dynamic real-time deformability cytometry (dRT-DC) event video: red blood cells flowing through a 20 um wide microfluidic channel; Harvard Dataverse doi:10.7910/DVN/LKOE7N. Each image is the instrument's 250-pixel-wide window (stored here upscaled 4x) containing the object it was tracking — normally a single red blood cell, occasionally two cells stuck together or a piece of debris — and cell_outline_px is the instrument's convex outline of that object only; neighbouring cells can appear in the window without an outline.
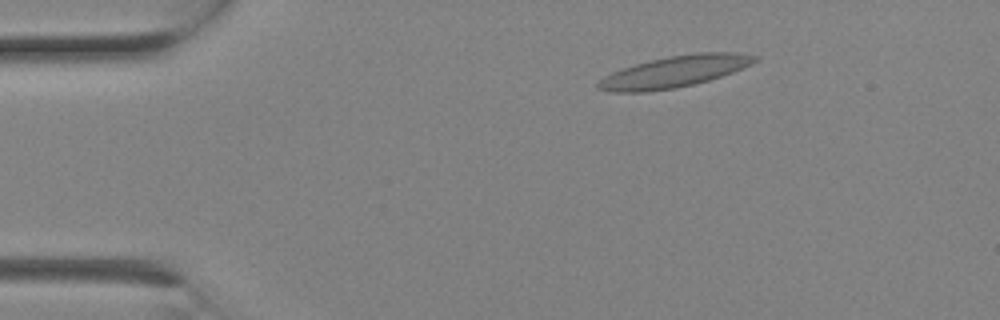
{"species": "Egyptian fruit bat (a non-hibernating species)", "species_latin": "Rousettus aegyptiacus", "temperature_condition": "room temperature", "stored_images_in_passage": 11, "camera_frame_rate_fps": 3000, "um_per_image_px": 0.085, "animal": {"sex": "female"}, "frame": {"image": 1, "passage_image": 4, "time_ms": 1.0, "image_size_px": [1000, 320], "cell_outline_px": [[756, 60], [752, 64], [732, 72], [708, 80], [676, 88], [648, 92], [608, 92], [596, 88], [596, 84], [604, 76], [612, 72], [648, 60], [668, 56], [696, 52], [740, 52], [756, 56]], "centroid_in_image_um": [57.3, 6.09], "position_along_channel_um": 27.7, "area_um2": 28.67}}
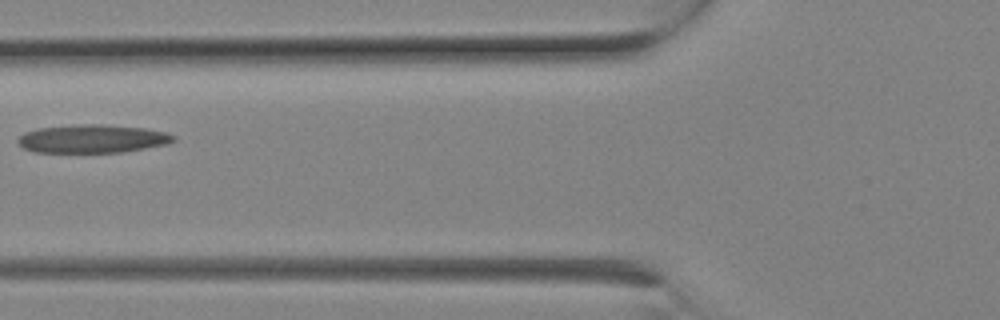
{"frame": {"image": 2, "passage_image": 9, "time_ms": 2.667, "image_size_px": [1000, 320], "cell_outline_px": [[176, 140], [164, 144], [124, 152], [32, 152], [24, 148], [16, 140], [24, 132], [36, 128], [84, 124], [100, 124], [144, 128], [164, 132], [176, 136]], "centroid_in_image_um": [7.82, 11.79], "position_along_channel_um": 118.0, "area_um2": 25.49}}
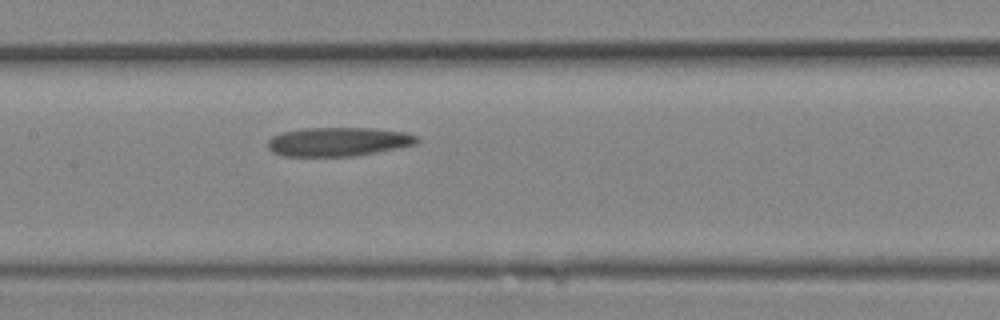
{"frame": {"image": 3, "passage_image": 11, "time_ms": 3.333, "image_size_px": [1000, 320], "cell_outline_px": [[420, 140], [416, 144], [376, 152], [352, 156], [284, 156], [272, 152], [268, 148], [268, 140], [272, 136], [284, 132], [304, 128], [372, 128], [404, 132], [416, 136]], "centroid_in_image_um": [28.73, 12.04], "position_along_channel_um": 178.7, "area_um2": 24.97}}